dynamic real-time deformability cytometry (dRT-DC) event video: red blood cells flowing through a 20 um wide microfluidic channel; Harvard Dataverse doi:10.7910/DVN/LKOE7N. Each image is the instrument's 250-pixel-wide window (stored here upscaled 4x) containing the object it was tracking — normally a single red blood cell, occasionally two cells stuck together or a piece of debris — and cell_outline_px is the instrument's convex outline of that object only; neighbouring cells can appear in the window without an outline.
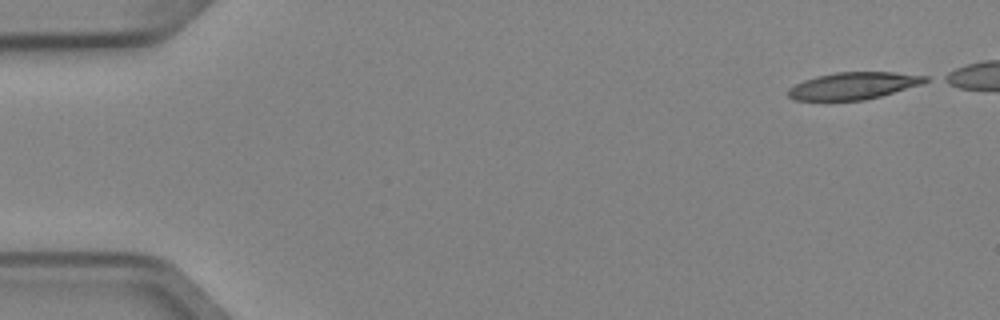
{"species": "Egyptian fruit bat (a non-hibernating species)", "species_latin": "Rousettus aegyptiacus", "temperature_condition": "cold", "stored_images_in_passage": 5, "camera_frame_rate_fps": 3000, "um_per_image_px": 0.085, "animal": {"sex": "female"}, "frame": {"image": 1, "passage_image": 1, "time_ms": 0.0, "image_size_px": [1000, 320], "cell_outline_px": [[928, 80], [920, 84], [880, 96], [864, 100], [796, 100], [788, 96], [788, 88], [804, 80], [816, 76], [836, 72], [892, 72], [928, 76]], "centroid_in_image_um": [72.51, 7.28], "position_along_channel_um": 12.5, "area_um2": 21.33}}